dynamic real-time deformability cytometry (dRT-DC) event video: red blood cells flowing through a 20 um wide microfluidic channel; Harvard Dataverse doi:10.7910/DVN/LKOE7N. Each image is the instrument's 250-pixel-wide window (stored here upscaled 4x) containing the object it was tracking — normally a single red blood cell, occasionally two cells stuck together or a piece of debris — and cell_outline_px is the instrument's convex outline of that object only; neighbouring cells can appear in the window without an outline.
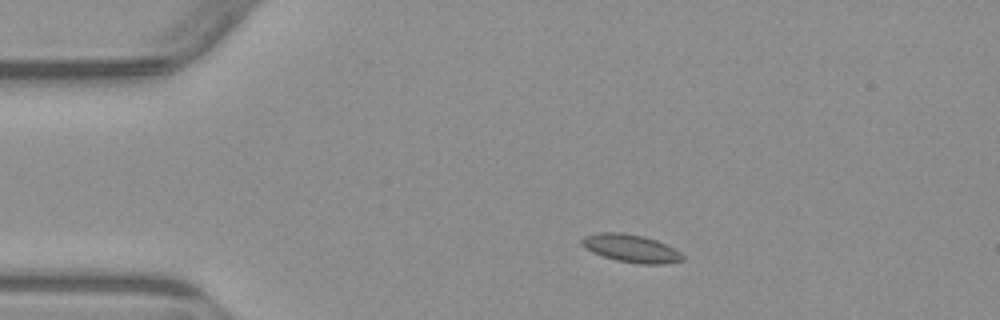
{"species": "common noctule bat (a hibernating species)", "species_latin": "Nyctalus noctula", "temperature_condition": "warm", "stored_images_in_passage": 4, "camera_frame_rate_fps": 3000, "um_per_image_px": 0.085, "animal": {"sex": "male", "body_mass_g": 23.1, "forearm_length_mm": 52.7}, "frame": {"image": 1, "passage_image": 2, "time_ms": 1.333, "image_size_px": [1000, 320], "cell_outline_px": [[684, 260], [660, 264], [640, 264], [616, 260], [592, 252], [580, 240], [584, 236], [600, 232], [620, 232], [644, 236], [656, 240], [680, 252], [684, 256]], "centroid_in_image_um": [53.65, 21.1], "position_along_channel_um": 31.4, "area_um2": 16.07}}
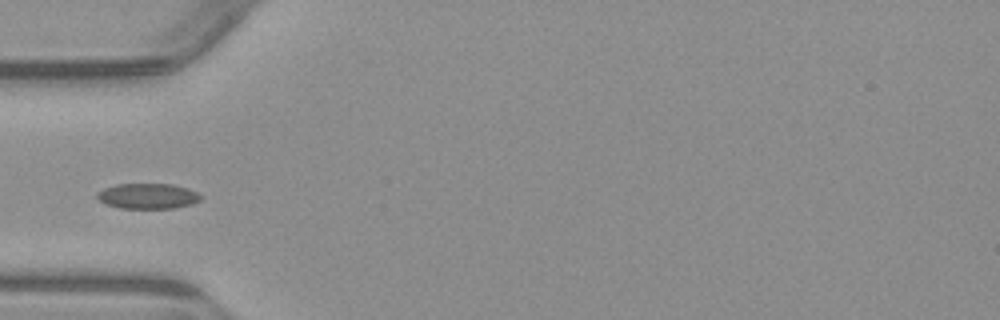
{"frame": {"image": 2, "passage_image": 4, "time_ms": 3.667, "image_size_px": [1000, 320], "cell_outline_px": [[204, 196], [200, 200], [192, 204], [176, 208], [120, 208], [104, 204], [96, 196], [96, 192], [104, 188], [116, 184], [172, 184], [188, 188]], "centroid_in_image_um": [12.57, 16.67], "position_along_channel_um": 72.4, "area_um2": 15.49}}